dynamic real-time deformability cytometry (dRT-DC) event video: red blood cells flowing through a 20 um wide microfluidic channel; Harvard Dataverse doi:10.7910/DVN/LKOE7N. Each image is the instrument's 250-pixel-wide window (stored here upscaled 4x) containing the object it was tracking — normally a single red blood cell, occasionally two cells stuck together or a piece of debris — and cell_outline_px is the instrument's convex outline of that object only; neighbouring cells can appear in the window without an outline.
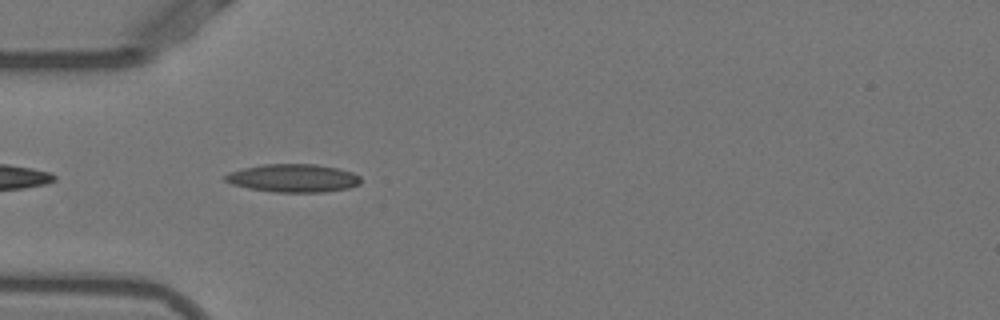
{"species": "Egyptian fruit bat (a non-hibernating species)", "species_latin": "Rousettus aegyptiacus", "temperature_condition": "warm", "stored_images_in_passage": 37, "camera_frame_rate_fps": 3000, "um_per_image_px": 0.085, "animal": {"sex": "female"}, "frame": {"image": 1, "passage_image": 2, "time_ms": 0.333, "image_size_px": [1000, 320], "cell_outline_px": [[360, 184], [348, 188], [324, 192], [276, 192], [248, 188], [232, 184], [224, 180], [224, 176], [228, 172], [244, 168], [264, 164], [316, 164], [340, 168], [352, 172], [360, 176]], "centroid_in_image_um": [24.93, 15.13], "position_along_channel_um": 60.1, "area_um2": 22.25}}
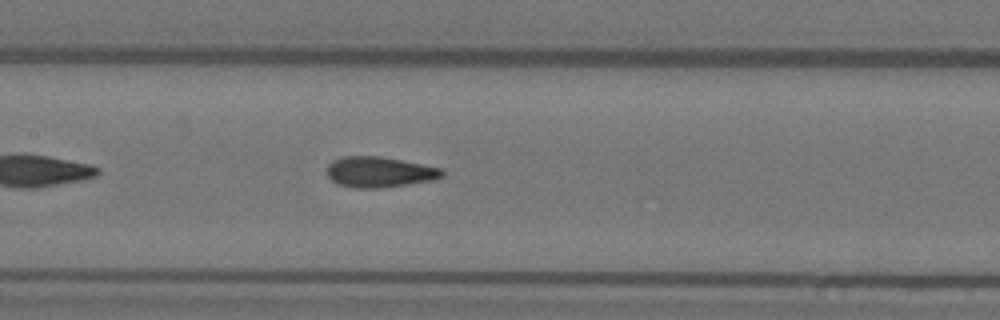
{"frame": {"image": 2, "passage_image": 11, "time_ms": 3.333, "image_size_px": [1000, 320], "cell_outline_px": [[444, 176], [436, 180], [380, 188], [356, 188], [340, 184], [332, 180], [328, 176], [328, 164], [332, 160], [344, 156], [380, 156], [444, 168]], "centroid_in_image_um": [32.31, 14.62], "position_along_channel_um": 175.1, "area_um2": 20.63}}
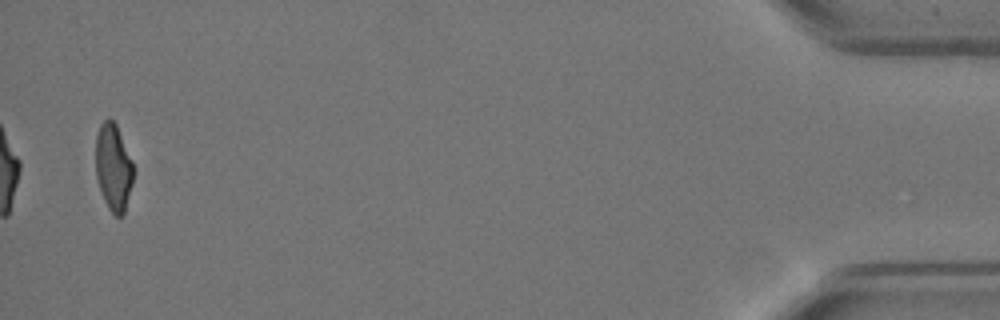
{"frame": {"image": 3, "passage_image": 37, "time_ms": 12.0, "image_size_px": [1000, 320], "cell_outline_px": [[132, 184], [124, 212], [120, 216], [116, 216], [108, 208], [104, 200], [96, 176], [96, 136], [100, 124], [108, 116], [116, 124], [132, 160]], "centroid_in_image_um": [9.62, 14.19], "position_along_channel_um": 425.6, "area_um2": 18.84}, "authors_computed_cell_mechanics": {"area_um2": 20.4034, "velocity_mm_per_s": 3.887, "shape_relaxation_time_tau1_ms": 7.0161, "shape_relaxation_time_tau2_ms": 1.0631, "deformation_change_tau1": 0.2086, "deformation_change_tau2": 0.0825}}